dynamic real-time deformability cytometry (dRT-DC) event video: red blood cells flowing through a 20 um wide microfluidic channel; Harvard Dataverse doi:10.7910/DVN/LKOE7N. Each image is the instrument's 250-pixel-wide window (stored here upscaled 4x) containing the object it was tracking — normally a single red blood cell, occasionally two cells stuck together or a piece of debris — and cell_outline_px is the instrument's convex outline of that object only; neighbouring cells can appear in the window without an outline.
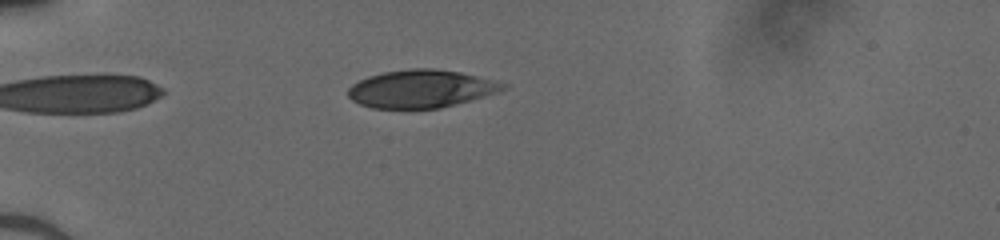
{"species": "human", "species_latin": "Homo sapiens", "temperature_condition": "cold", "stored_images_in_passage": 42, "camera_frame_rate_fps": 3000, "um_per_image_px": 0.085, "donor": {"sex": "male"}, "frame": {"image": 1, "passage_image": 7, "time_ms": 2.0, "image_size_px": [1000, 240], "cell_outline_px": [[508, 88], [484, 96], [456, 104], [440, 108], [372, 108], [360, 104], [352, 100], [348, 96], [348, 88], [352, 84], [368, 76], [384, 72], [412, 68], [432, 68], [460, 72], [508, 84]], "centroid_in_image_um": [35.77, 7.54], "position_along_channel_um": 49.2, "area_um2": 33.93}}
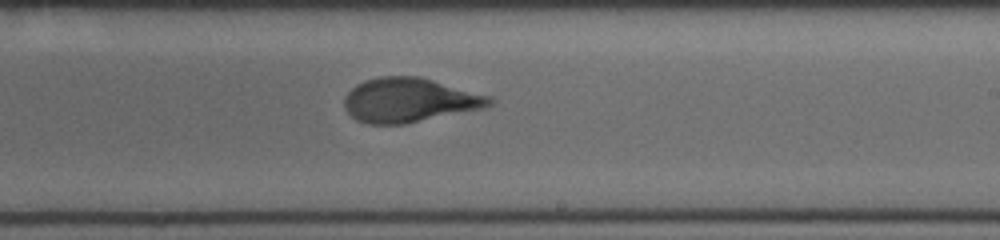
{"frame": {"image": 2, "passage_image": 24, "time_ms": 7.667, "image_size_px": [1000, 240], "cell_outline_px": [[496, 100], [492, 104], [484, 108], [404, 124], [368, 124], [356, 120], [348, 112], [344, 104], [344, 96], [356, 84], [364, 80], [380, 76], [416, 76], [432, 80], [492, 96]], "centroid_in_image_um": [34.8, 8.51], "position_along_channel_um": 254.2, "area_um2": 37.45}}
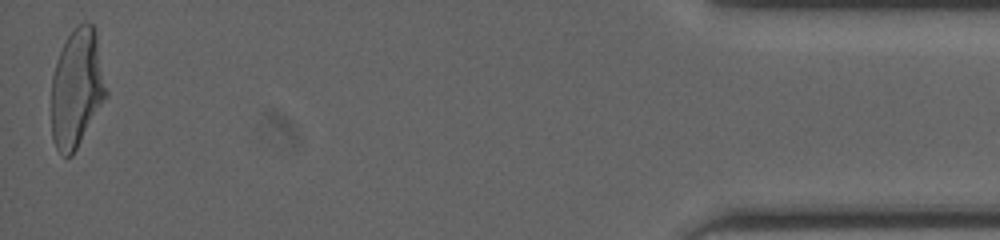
{"frame": {"image": 3, "passage_image": 42, "time_ms": 13.667, "image_size_px": [1000, 240], "cell_outline_px": [[108, 96], [72, 156], [64, 156], [56, 148], [52, 140], [52, 76], [56, 60], [68, 36], [84, 20], [92, 24], [96, 28], [108, 92]], "centroid_in_image_um": [6.56, 7.5], "position_along_channel_um": 428.6, "area_um2": 38.15}}